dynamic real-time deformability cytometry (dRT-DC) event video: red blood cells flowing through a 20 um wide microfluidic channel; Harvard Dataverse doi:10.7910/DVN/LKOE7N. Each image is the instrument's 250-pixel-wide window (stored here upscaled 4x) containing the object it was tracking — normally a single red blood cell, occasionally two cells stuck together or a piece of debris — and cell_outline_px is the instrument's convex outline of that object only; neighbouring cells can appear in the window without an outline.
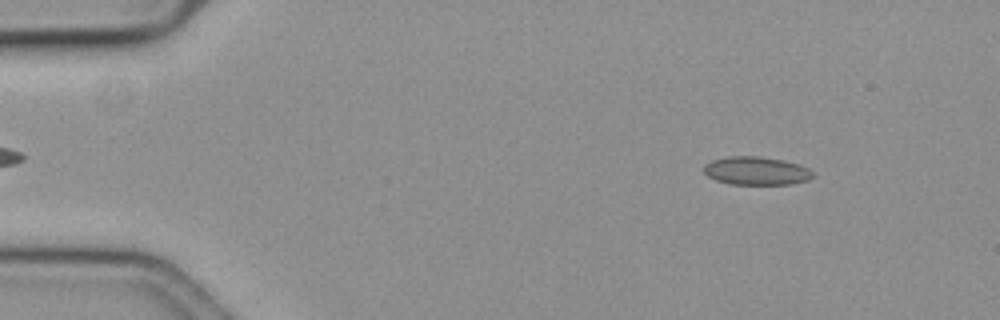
{"species": "common noctule bat (a hibernating species)", "species_latin": "Nyctalus noctula", "temperature_condition": "cold", "stored_images_in_passage": 58, "camera_frame_rate_fps": 3000, "um_per_image_px": 0.085, "animal": {"sex": "female", "body_mass_g": 19.3, "forearm_length_mm": 54.1}, "frame": {"image": 1, "passage_image": 7, "time_ms": 2.0, "image_size_px": [1000, 320], "cell_outline_px": [[812, 176], [808, 180], [792, 184], [732, 184], [716, 180], [708, 176], [704, 172], [704, 164], [712, 160], [728, 156], [760, 156], [784, 160], [800, 164], [808, 168], [812, 172]], "centroid_in_image_um": [64.28, 14.51], "position_along_channel_um": 20.7, "area_um2": 17.98}}
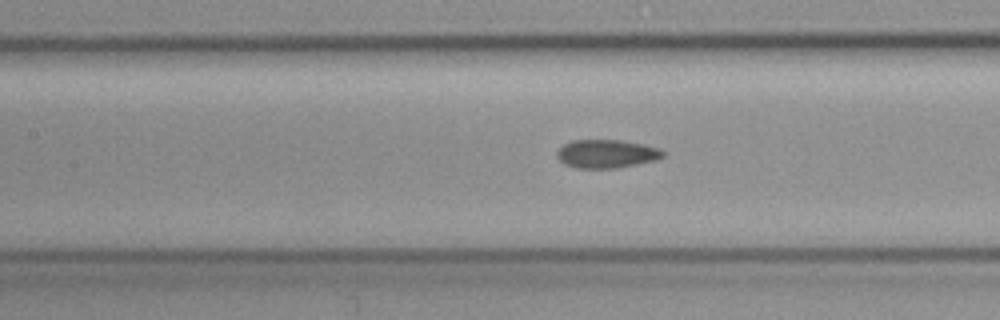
{"frame": {"image": 2, "passage_image": 26, "time_ms": 8.333, "image_size_px": [1000, 320], "cell_outline_px": [[664, 156], [656, 160], [616, 168], [576, 168], [564, 164], [556, 156], [556, 152], [564, 144], [572, 140], [620, 140], [644, 144], [660, 148], [664, 152]], "centroid_in_image_um": [51.55, 13.07], "position_along_channel_um": 155.8, "area_um2": 17.57}}
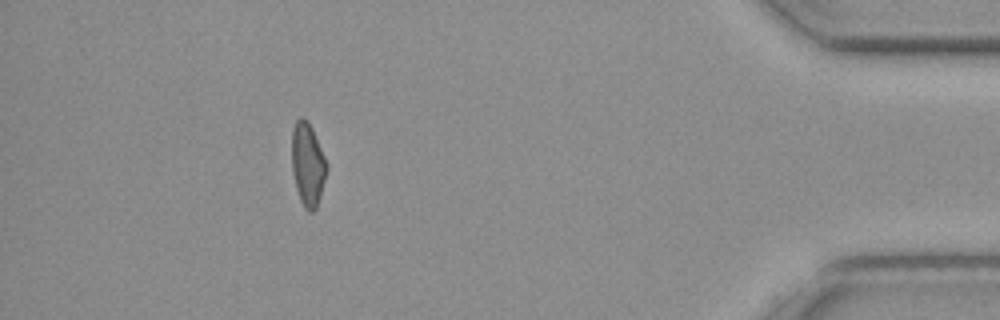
{"frame": {"image": 3, "passage_image": 52, "time_ms": 17.0, "image_size_px": [1000, 320], "cell_outline_px": [[328, 168], [320, 196], [316, 208], [312, 212], [308, 212], [304, 208], [300, 200], [296, 188], [292, 172], [292, 128], [296, 120], [300, 116], [308, 120], [312, 128], [328, 164]], "centroid_in_image_um": [26.15, 13.96], "position_along_channel_um": 409.0, "area_um2": 17.05}, "authors_computed_cell_mechanics": {"area_um2": 17.3978, "velocity_mm_per_s": 3.5858, "shape_relaxation_time_tau1_ms": 5.7644, "shape_relaxation_time_tau2_ms": 3.1816, "deformation_change_tau1": 0.1209, "deformation_change_tau2": 0.0887}}